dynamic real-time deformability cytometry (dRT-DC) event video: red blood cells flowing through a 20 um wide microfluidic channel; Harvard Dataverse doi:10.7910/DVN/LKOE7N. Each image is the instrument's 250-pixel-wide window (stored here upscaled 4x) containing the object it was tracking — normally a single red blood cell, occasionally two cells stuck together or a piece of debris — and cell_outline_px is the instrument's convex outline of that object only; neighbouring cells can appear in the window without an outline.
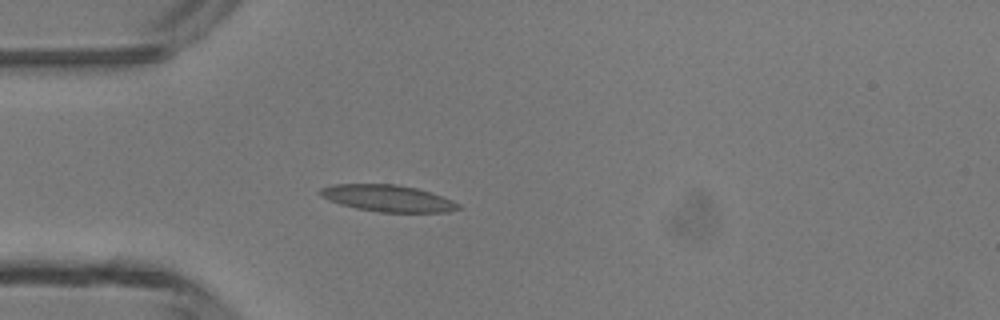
{"species": "common noctule bat (a hibernating species)", "species_latin": "Nyctalus noctula", "temperature_condition": "room temperature", "stored_images_in_passage": 4, "camera_frame_rate_fps": 3000, "um_per_image_px": 0.085, "animal": {"sex": "male", "body_mass_g": 13.3}, "frame": {"image": 1, "passage_image": 4, "time_ms": 3.333, "image_size_px": [1000, 320], "cell_outline_px": [[464, 208], [448, 212], [380, 212], [356, 208], [340, 204], [328, 200], [320, 196], [316, 192], [320, 188], [332, 184], [396, 184], [416, 188], [452, 200], [460, 204]], "centroid_in_image_um": [32.92, 16.85], "position_along_channel_um": 52.1, "area_um2": 21.56}}